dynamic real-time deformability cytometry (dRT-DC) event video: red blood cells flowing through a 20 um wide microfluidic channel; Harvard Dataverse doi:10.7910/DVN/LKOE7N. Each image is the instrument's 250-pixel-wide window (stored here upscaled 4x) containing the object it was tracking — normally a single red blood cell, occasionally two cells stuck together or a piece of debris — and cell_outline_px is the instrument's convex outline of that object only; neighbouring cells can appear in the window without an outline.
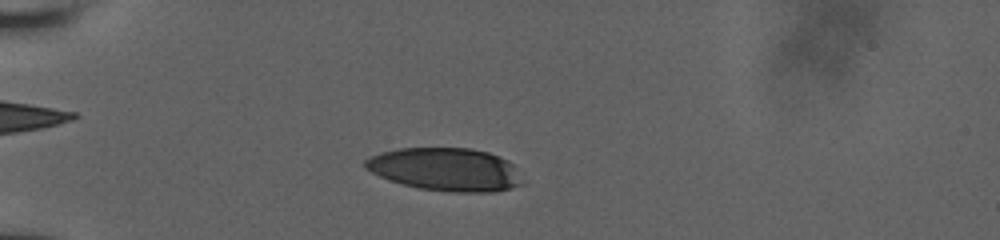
{"species": "human", "species_latin": "Homo sapiens", "temperature_condition": "room temperature", "stored_images_in_passage": 43, "camera_frame_rate_fps": 3000, "um_per_image_px": 0.085, "donor": {"sex": "male"}, "frame": {"image": 1, "passage_image": 10, "time_ms": 3.0, "image_size_px": [1000, 240], "cell_outline_px": [[524, 184], [512, 188], [492, 192], [452, 192], [420, 188], [388, 180], [364, 168], [364, 160], [380, 152], [400, 148], [472, 148], [488, 152], [508, 160], [512, 164]], "centroid_in_image_um": [37.87, 14.4], "position_along_channel_um": 47.1, "area_um2": 39.36}}
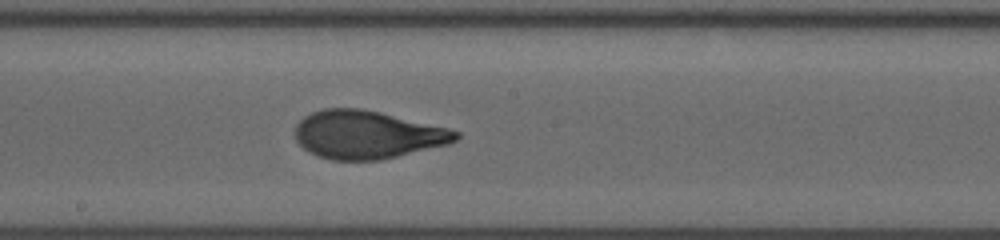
{"frame": {"image": 2, "passage_image": 26, "time_ms": 8.333, "image_size_px": [1000, 240], "cell_outline_px": [[460, 136], [456, 140], [448, 144], [380, 160], [332, 160], [316, 156], [308, 152], [296, 140], [296, 124], [304, 116], [312, 112], [324, 108], [360, 108], [380, 112], [448, 128], [460, 132]], "centroid_in_image_um": [31.19, 11.45], "position_along_channel_um": 217.0, "area_um2": 44.91}}
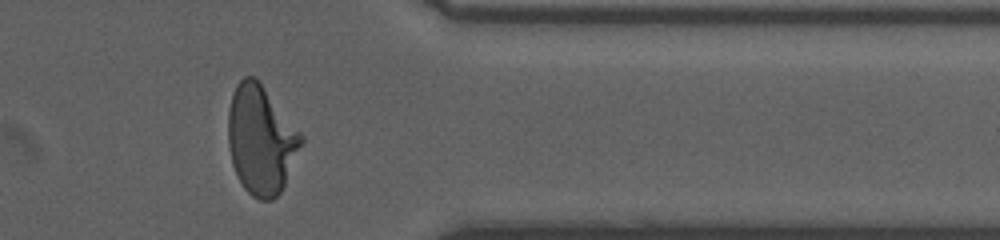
{"frame": {"image": 3, "passage_image": 40, "time_ms": 13.0, "image_size_px": [1000, 240], "cell_outline_px": [[304, 140], [284, 184], [280, 192], [272, 200], [260, 200], [252, 196], [244, 188], [232, 164], [228, 144], [228, 108], [232, 92], [236, 84], [244, 76], [256, 76], [304, 136]], "centroid_in_image_um": [22.17, 11.84], "position_along_channel_um": 389.2, "area_um2": 46.36}, "authors_computed_cell_mechanics": {"area_um2": 44.506, "velocity_mm_per_s": 3.8781, "shape_relaxation_time_tau1_ms": 6.7328, "shape_relaxation_time_tau2_ms": 0.7233, "deformation_change_tau1": 0.2721, "deformation_change_tau2": 0.0744}}